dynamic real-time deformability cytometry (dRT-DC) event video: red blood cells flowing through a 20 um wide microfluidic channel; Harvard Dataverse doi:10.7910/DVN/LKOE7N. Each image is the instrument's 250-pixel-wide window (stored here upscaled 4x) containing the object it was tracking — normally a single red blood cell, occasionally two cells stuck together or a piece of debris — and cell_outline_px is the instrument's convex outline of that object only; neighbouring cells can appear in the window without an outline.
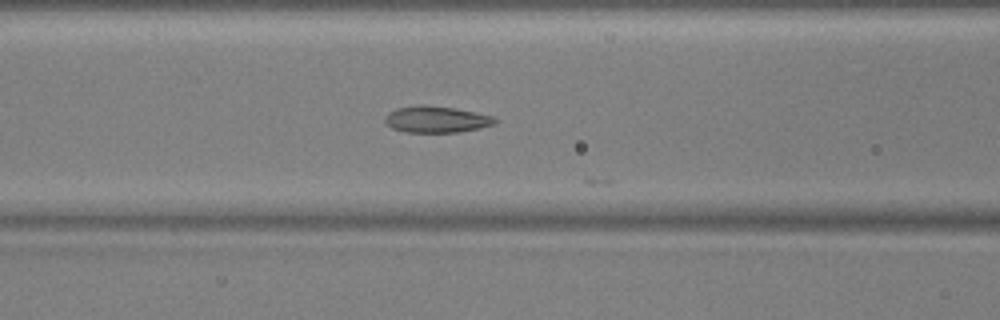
{"species": "common noctule bat (a hibernating species)", "species_latin": "Nyctalus noctula", "temperature_condition": "warm", "stored_images_in_passage": 19, "camera_frame_rate_fps": 3000, "um_per_image_px": 0.085, "animal": {"sex": "male", "body_mass_g": 17.9, "forearm_length_mm": 54.2}, "frame": {"image": 1, "passage_image": 8, "time_ms": 2.333, "image_size_px": [1000, 320], "cell_outline_px": [[500, 120], [496, 124], [480, 128], [456, 132], [408, 132], [392, 128], [384, 120], [384, 116], [388, 112], [396, 108], [424, 104], [456, 108], [476, 112], [492, 116]], "centroid_in_image_um": [37.12, 10.13], "position_along_channel_um": 129.5, "area_um2": 17.11}}
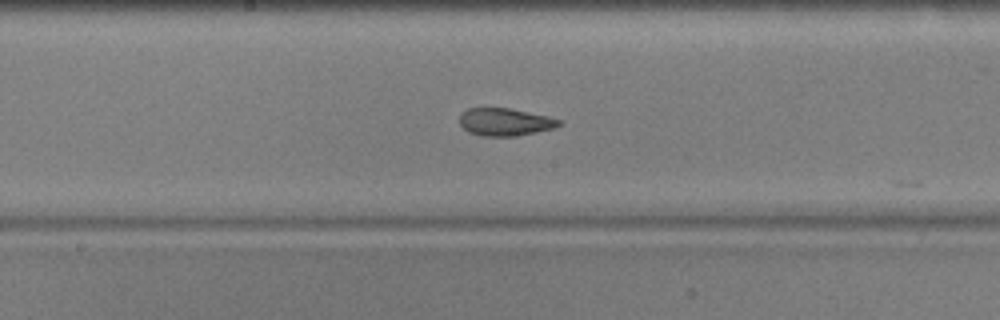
{"frame": {"image": 2, "passage_image": 14, "time_ms": 4.333, "image_size_px": [1000, 320], "cell_outline_px": [[560, 124], [556, 128], [516, 136], [480, 136], [468, 132], [460, 124], [460, 112], [468, 108], [512, 108], [548, 116], [560, 120]], "centroid_in_image_um": [42.91, 10.36], "position_along_channel_um": 205.3, "area_um2": 16.13}}
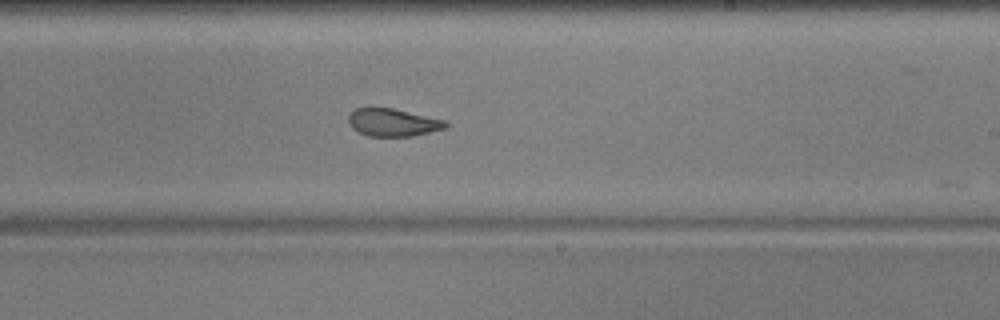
{"frame": {"image": 3, "passage_image": 18, "time_ms": 5.667, "image_size_px": [1000, 320], "cell_outline_px": [[448, 128], [412, 136], [368, 136], [352, 128], [348, 120], [348, 116], [356, 108], [368, 104], [392, 108], [444, 120], [448, 124]], "centroid_in_image_um": [33.35, 10.37], "position_along_channel_um": 255.7, "area_um2": 16.01}}